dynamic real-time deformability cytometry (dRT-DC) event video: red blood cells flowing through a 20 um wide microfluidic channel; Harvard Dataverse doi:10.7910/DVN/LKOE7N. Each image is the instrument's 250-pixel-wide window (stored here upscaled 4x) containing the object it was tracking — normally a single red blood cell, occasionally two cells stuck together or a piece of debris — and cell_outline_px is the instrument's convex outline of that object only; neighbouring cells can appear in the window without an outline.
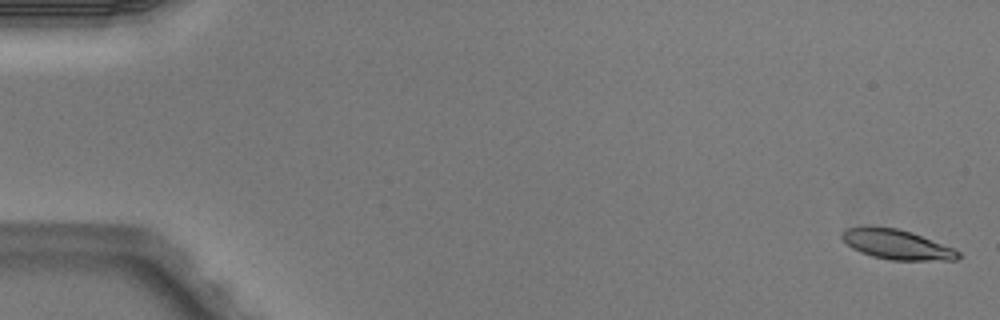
{"species": "Egyptian fruit bat (a non-hibernating species)", "species_latin": "Rousettus aegyptiacus", "temperature_condition": "warm", "stored_images_in_passage": 6, "camera_frame_rate_fps": 3000, "um_per_image_px": 0.085, "animal": {"sex": "male"}, "frame": {"image": 1, "passage_image": 1, "time_ms": 0.0, "image_size_px": [1000, 320], "cell_outline_px": [[960, 256], [956, 260], [892, 260], [872, 256], [860, 252], [852, 248], [840, 236], [840, 232], [848, 228], [896, 228], [912, 232], [952, 248], [960, 252]], "centroid_in_image_um": [76.24, 20.8], "position_along_channel_um": 8.8, "area_um2": 19.65}}